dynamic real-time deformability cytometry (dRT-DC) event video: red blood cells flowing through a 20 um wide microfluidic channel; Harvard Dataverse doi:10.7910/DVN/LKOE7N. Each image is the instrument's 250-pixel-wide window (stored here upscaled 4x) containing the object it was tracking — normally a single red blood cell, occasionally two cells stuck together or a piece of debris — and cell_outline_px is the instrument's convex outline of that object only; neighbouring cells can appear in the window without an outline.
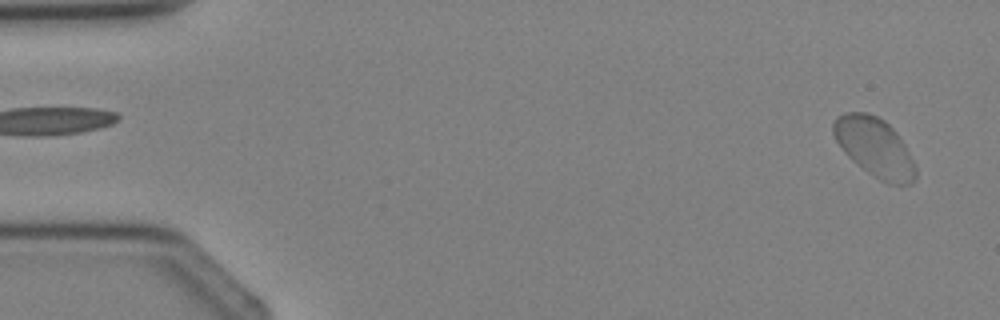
{"species": "Egyptian fruit bat (a non-hibernating species)", "species_latin": "Rousettus aegyptiacus", "temperature_condition": "cold", "stored_images_in_passage": 4, "segment_of_instrument_passage": [2, 2], "camera_frame_rate_fps": 3000, "um_per_image_px": 0.085, "animal": {"sex": "female"}, "frame": {"image": 1, "passage_image": 4, "time_ms": 4.667, "image_size_px": [1000, 320], "cell_outline_px": [[916, 180], [908, 184], [888, 184], [880, 180], [868, 172], [852, 160], [844, 152], [836, 140], [832, 132], [832, 124], [836, 116], [844, 112], [868, 112], [884, 120], [900, 136], [916, 168]], "centroid_in_image_um": [74.33, 12.5], "position_along_channel_um": 10.7, "area_um2": 28.21}}